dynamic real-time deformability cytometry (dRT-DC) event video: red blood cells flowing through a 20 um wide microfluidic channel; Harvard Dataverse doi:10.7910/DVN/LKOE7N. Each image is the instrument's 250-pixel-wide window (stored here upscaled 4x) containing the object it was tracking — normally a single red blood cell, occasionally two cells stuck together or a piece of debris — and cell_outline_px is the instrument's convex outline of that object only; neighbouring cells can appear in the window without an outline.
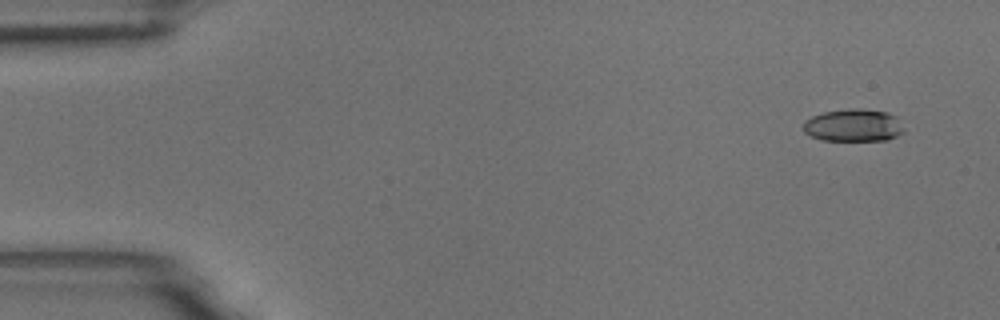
{"species": "common noctule bat (a hibernating species)", "species_latin": "Nyctalus noctula", "temperature_condition": "room temperature", "stored_images_in_passage": 53, "camera_frame_rate_fps": 3000, "um_per_image_px": 0.085, "animal": {"sex": "male", "body_mass_g": 18.8}, "frame": {"image": 1, "passage_image": 1, "time_ms": 0.0, "image_size_px": [1000, 320], "cell_outline_px": [[904, 132], [888, 140], [824, 140], [808, 136], [804, 132], [804, 120], [812, 116], [824, 112], [848, 108], [860, 108], [888, 112], [896, 116], [904, 128]], "centroid_in_image_um": [72.54, 10.64], "position_along_channel_um": 12.5, "area_um2": 19.25}}
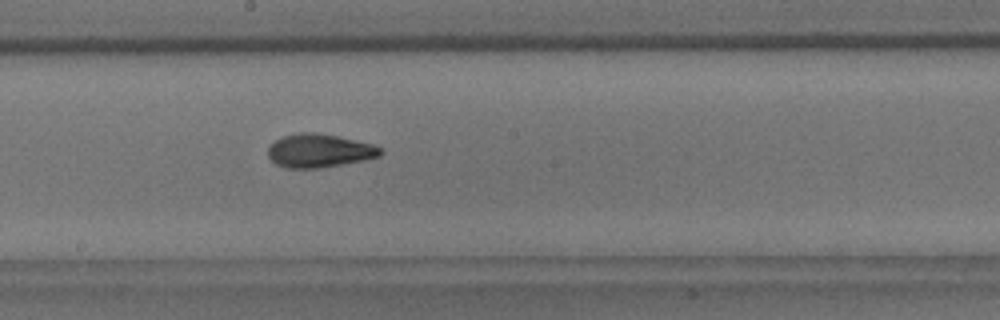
{"frame": {"image": 2, "passage_image": 28, "time_ms": 9.0, "image_size_px": [1000, 320], "cell_outline_px": [[384, 152], [380, 156], [364, 160], [320, 168], [284, 168], [276, 164], [268, 156], [268, 148], [280, 136], [300, 132], [316, 132], [336, 136], [372, 144], [380, 148]], "centroid_in_image_um": [27.12, 12.81], "position_along_channel_um": 221.1, "area_um2": 21.91}}
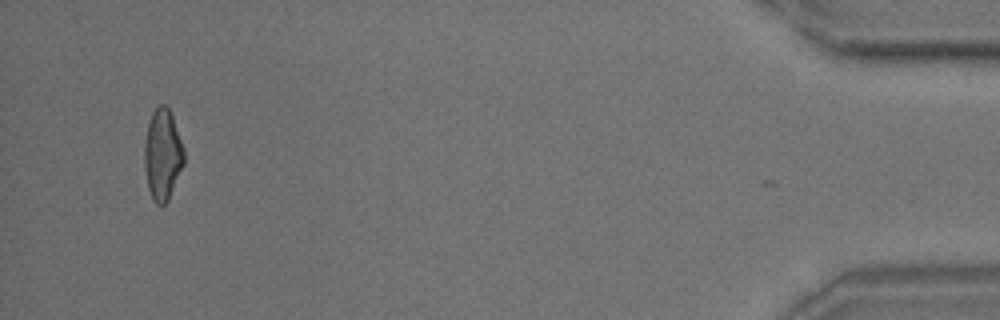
{"frame": {"image": 3, "passage_image": 51, "time_ms": 16.667, "image_size_px": [1000, 320], "cell_outline_px": [[184, 164], [168, 200], [164, 204], [156, 204], [152, 200], [148, 188], [144, 168], [144, 144], [148, 124], [152, 112], [160, 104], [164, 104], [168, 108], [172, 116], [184, 148]], "centroid_in_image_um": [13.81, 13.16], "position_along_channel_um": 421.4, "area_um2": 20.98}, "authors_computed_cell_mechanics": {"area_um2": 20.9814, "velocity_mm_per_s": 3.6328, "shape_relaxation_time_tau1_ms": 6.0301, "shape_relaxation_time_tau2_ms": 2.5437, "deformation_change_tau1": 0.1853, "deformation_change_tau2": 0.0998}}